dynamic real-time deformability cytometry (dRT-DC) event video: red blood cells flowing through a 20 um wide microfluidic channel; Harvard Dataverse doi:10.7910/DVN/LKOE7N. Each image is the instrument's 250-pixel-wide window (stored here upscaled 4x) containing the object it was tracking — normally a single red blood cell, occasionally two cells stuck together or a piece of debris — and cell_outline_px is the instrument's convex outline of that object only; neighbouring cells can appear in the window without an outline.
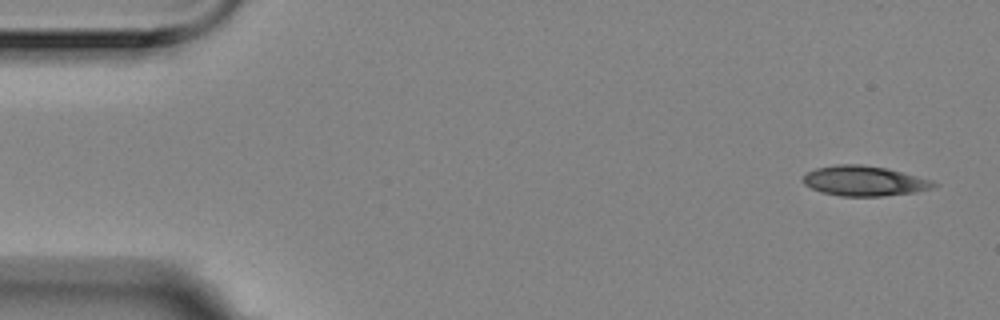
{"species": "Egyptian fruit bat (a non-hibernating species)", "species_latin": "Rousettus aegyptiacus", "temperature_condition": "room temperature", "stored_images_in_passage": 4, "camera_frame_rate_fps": 3000, "um_per_image_px": 0.085, "animal": {"sex": "female"}, "frame": {"image": 1, "passage_image": 1, "time_ms": 0.0, "image_size_px": [1000, 320], "cell_outline_px": [[940, 184], [932, 188], [916, 192], [884, 196], [840, 196], [820, 192], [804, 184], [800, 180], [808, 172], [816, 168], [836, 164], [860, 164], [884, 168], [900, 172], [928, 180]], "centroid_in_image_um": [73.4, 15.39], "position_along_channel_um": 11.6, "area_um2": 22.66}}
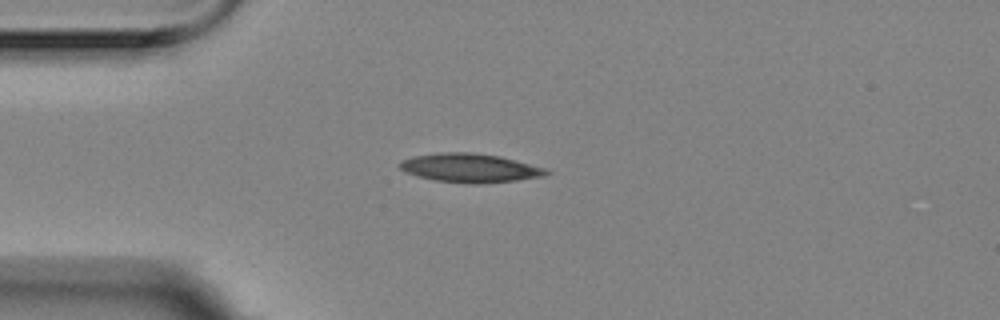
{"frame": {"image": 2, "passage_image": 4, "time_ms": 1.0, "image_size_px": [1000, 320], "cell_outline_px": [[552, 172], [544, 176], [516, 180], [476, 184], [436, 180], [404, 172], [400, 168], [400, 160], [412, 156], [440, 152], [472, 152], [500, 156], [548, 168]], "centroid_in_image_um": [39.98, 14.26], "position_along_channel_um": 45.0, "area_um2": 24.62}}